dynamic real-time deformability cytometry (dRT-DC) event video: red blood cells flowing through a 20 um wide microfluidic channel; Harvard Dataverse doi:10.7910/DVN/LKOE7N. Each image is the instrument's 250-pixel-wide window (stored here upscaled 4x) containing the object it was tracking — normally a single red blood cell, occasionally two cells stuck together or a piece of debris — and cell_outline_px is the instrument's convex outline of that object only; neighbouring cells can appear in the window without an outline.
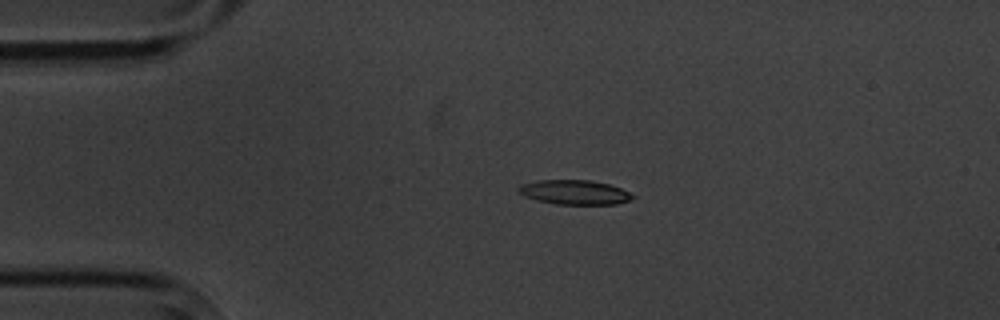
{"species": "common noctule bat (a hibernating species)", "species_latin": "Nyctalus noctula", "temperature_condition": "cold", "stored_images_in_passage": 12, "camera_frame_rate_fps": 3000, "um_per_image_px": 0.085, "animal": {"sex": "male", "body_mass_g": 20.1, "forearm_length_mm": 53.5}, "frame": {"image": 1, "passage_image": 1, "time_ms": 0.0, "image_size_px": [1000, 320], "cell_outline_px": [[636, 196], [632, 200], [616, 204], [556, 204], [536, 200], [524, 196], [516, 188], [520, 184], [536, 180], [588, 180], [608, 184], [620, 188]], "centroid_in_image_um": [48.82, 16.34], "position_along_channel_um": 36.2, "area_um2": 16.3}}
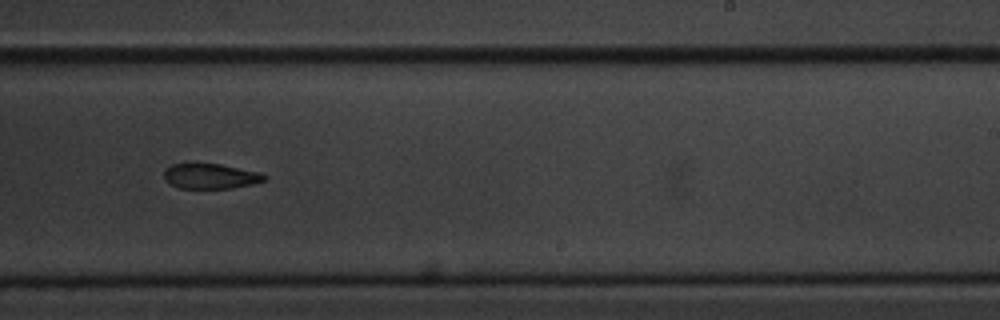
{"frame": {"image": 2, "passage_image": 7, "time_ms": 7.667, "image_size_px": [1000, 320], "cell_outline_px": [[268, 176], [264, 180], [252, 184], [232, 188], [180, 188], [164, 180], [164, 172], [172, 164], [220, 164], [260, 172]], "centroid_in_image_um": [17.92, 14.98], "position_along_channel_um": 271.1, "area_um2": 14.51}}
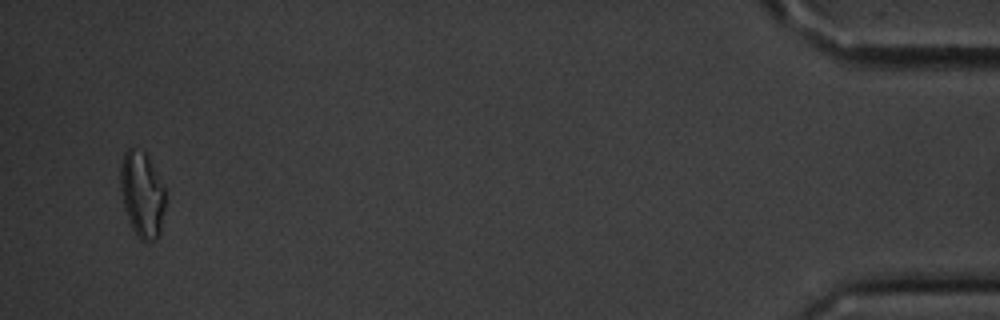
{"frame": {"image": 3, "passage_image": 12, "time_ms": 14.333, "image_size_px": [1000, 320], "cell_outline_px": [[168, 192], [160, 236], [156, 240], [148, 244], [140, 240], [132, 228], [128, 220], [124, 208], [120, 188], [120, 164], [124, 152], [128, 148], [132, 148], [144, 152], [148, 156]], "centroid_in_image_um": [12.11, 16.57], "position_along_channel_um": 423.1, "area_um2": 23.35}, "authors_computed_cell_mechanics": {"area_um2": 16.7909, "velocity_mm_per_s": 3.4998, "shape_relaxation_time_tau1_ms": 3.685, "shape_relaxation_time_tau2_ms": null, "deformation_change_tau1": 0.1203, "deformation_change_tau2": null}}